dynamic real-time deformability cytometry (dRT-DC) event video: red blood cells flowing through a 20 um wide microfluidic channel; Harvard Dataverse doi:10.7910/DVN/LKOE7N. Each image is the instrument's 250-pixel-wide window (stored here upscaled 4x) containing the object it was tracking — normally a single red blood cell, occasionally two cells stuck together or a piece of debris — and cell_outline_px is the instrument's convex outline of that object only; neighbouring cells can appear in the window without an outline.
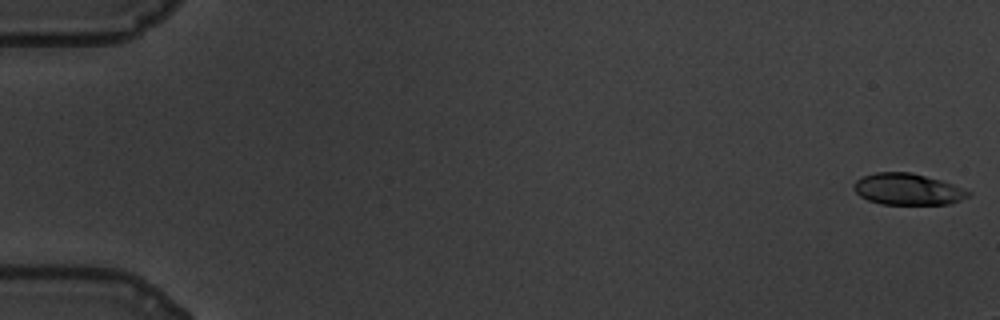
{"species": "common noctule bat (a hibernating species)", "species_latin": "Nyctalus noctula", "temperature_condition": "warm", "stored_images_in_passage": 13, "camera_frame_rate_fps": 3000, "um_per_image_px": 0.085, "animal": {"sex": "male", "body_mass_g": 19.5, "forearm_length_mm": 54.6}, "frame": {"image": 1, "passage_image": 1, "time_ms": 0.0, "image_size_px": [1000, 320], "cell_outline_px": [[972, 196], [952, 204], [880, 204], [868, 200], [860, 196], [852, 188], [852, 184], [860, 176], [876, 172], [912, 172], [940, 180], [952, 184], [972, 192]], "centroid_in_image_um": [77.15, 16.08], "position_along_channel_um": 7.9, "area_um2": 21.27}}